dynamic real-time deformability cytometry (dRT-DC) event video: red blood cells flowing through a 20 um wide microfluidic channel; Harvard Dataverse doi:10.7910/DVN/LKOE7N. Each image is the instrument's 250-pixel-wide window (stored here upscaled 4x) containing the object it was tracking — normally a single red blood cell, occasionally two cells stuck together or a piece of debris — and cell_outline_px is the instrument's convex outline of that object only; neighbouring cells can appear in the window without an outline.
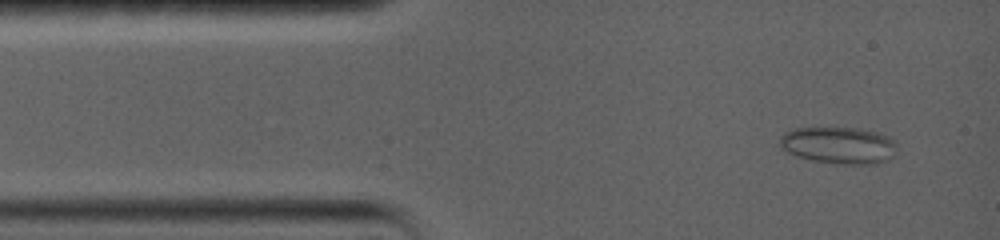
{"species": "common noctule bat (a hibernating species)", "species_latin": "Nyctalus noctula", "temperature_condition": "warm", "stored_images_in_passage": 10, "camera_frame_rate_fps": 5000, "um_per_image_px": 0.085, "animal": {"sex": "female", "body_mass_g": 19.0, "forearm_length_mm": 56.7}, "frame": {"image": 1, "passage_image": 1, "time_ms": 0.0, "image_size_px": [1000, 240], "cell_outline_px": [[896, 148], [892, 156], [876, 164], [836, 164], [812, 160], [796, 156], [780, 148], [780, 136], [784, 132], [792, 128], [856, 128], [880, 132], [888, 136], [896, 144]], "centroid_in_image_um": [71.26, 12.34], "position_along_channel_um": 13.7, "area_um2": 25.26}}
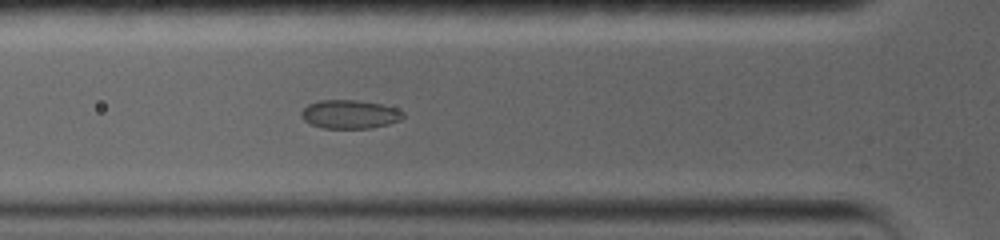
{"frame": {"image": 2, "passage_image": 6, "time_ms": 3.8, "image_size_px": [1000, 240], "cell_outline_px": [[404, 116], [400, 120], [388, 124], [372, 128], [324, 128], [312, 124], [304, 120], [300, 116], [300, 112], [308, 104], [320, 100], [356, 100], [380, 104], [396, 108], [404, 112]], "centroid_in_image_um": [29.73, 9.71], "position_along_channel_um": 96.1, "area_um2": 16.94}}
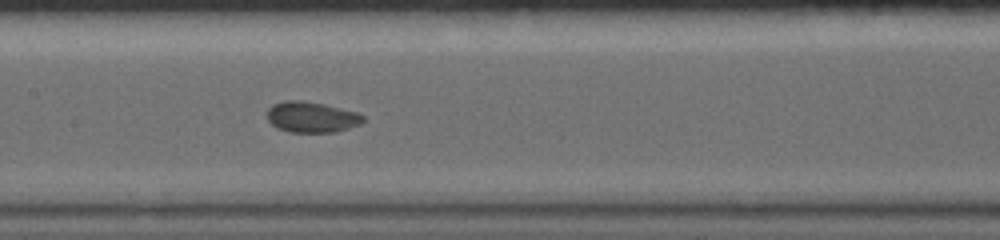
{"frame": {"image": 3, "passage_image": 9, "time_ms": 6.2, "image_size_px": [1000, 240], "cell_outline_px": [[364, 120], [360, 124], [336, 132], [288, 132], [276, 128], [268, 120], [268, 108], [272, 104], [284, 100], [300, 100], [324, 104], [356, 112], [364, 116]], "centroid_in_image_um": [26.46, 9.95], "position_along_channel_um": 180.9, "area_um2": 17.22}}